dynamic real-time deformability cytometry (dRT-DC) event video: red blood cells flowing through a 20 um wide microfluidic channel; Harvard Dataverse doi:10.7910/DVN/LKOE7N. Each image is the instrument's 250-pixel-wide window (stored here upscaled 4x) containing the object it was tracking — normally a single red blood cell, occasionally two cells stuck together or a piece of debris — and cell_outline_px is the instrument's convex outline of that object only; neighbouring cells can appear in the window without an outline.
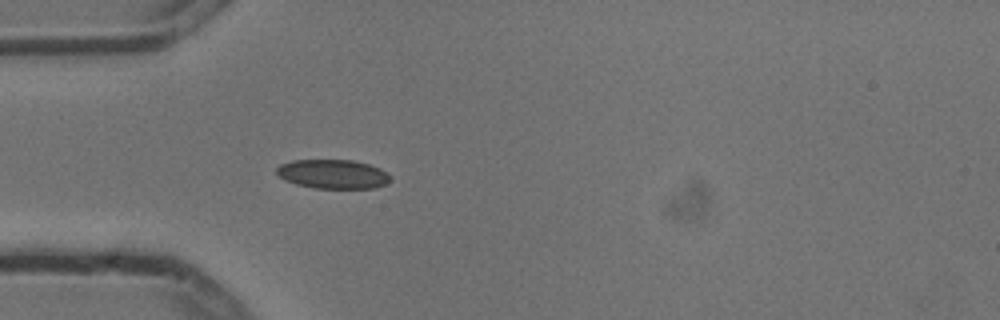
{"species": "common noctule bat (a hibernating species)", "species_latin": "Nyctalus noctula", "temperature_condition": "cold", "stored_images_in_passage": 5, "camera_frame_rate_fps": 3000, "um_per_image_px": 0.085, "animal": {"sex": "male", "body_mass_g": 13.3}, "frame": {"image": 1, "passage_image": 5, "time_ms": 1.333, "image_size_px": [1000, 320], "cell_outline_px": [[392, 180], [376, 188], [316, 188], [296, 184], [284, 180], [276, 172], [276, 168], [280, 164], [292, 160], [352, 160], [368, 164], [380, 168]], "centroid_in_image_um": [28.27, 14.79], "position_along_channel_um": 56.7, "area_um2": 19.19}}